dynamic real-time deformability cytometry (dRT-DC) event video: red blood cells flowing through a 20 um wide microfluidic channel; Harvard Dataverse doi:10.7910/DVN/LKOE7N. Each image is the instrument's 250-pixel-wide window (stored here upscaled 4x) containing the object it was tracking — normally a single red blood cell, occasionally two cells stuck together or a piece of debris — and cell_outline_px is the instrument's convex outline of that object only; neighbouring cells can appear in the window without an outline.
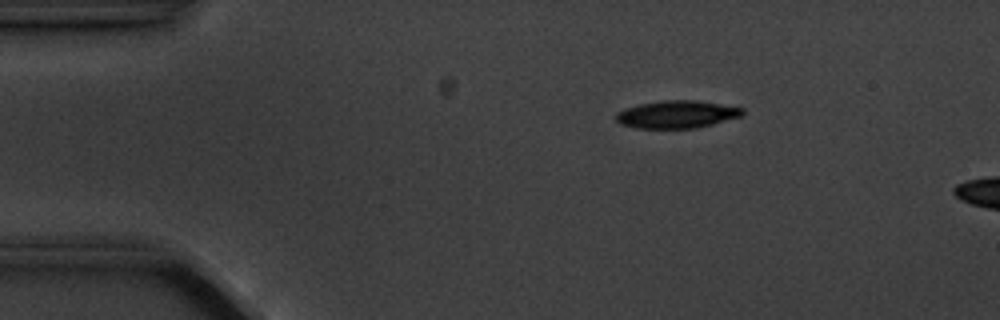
{"species": "common noctule bat (a hibernating species)", "species_latin": "Nyctalus noctula", "temperature_condition": "cold", "stored_images_in_passage": 5, "camera_frame_rate_fps": 3000, "um_per_image_px": 0.085, "animal": {"sex": "male", "body_mass_g": 20.1, "forearm_length_mm": 53.5}, "frame": {"image": 1, "passage_image": 3, "time_ms": 2.333, "image_size_px": [1000, 320], "cell_outline_px": [[744, 112], [740, 116], [712, 124], [696, 128], [636, 128], [620, 124], [616, 120], [616, 112], [624, 108], [640, 104], [664, 100], [696, 100], [744, 108]], "centroid_in_image_um": [57.49, 9.72], "position_along_channel_um": 27.5, "area_um2": 20.23}}